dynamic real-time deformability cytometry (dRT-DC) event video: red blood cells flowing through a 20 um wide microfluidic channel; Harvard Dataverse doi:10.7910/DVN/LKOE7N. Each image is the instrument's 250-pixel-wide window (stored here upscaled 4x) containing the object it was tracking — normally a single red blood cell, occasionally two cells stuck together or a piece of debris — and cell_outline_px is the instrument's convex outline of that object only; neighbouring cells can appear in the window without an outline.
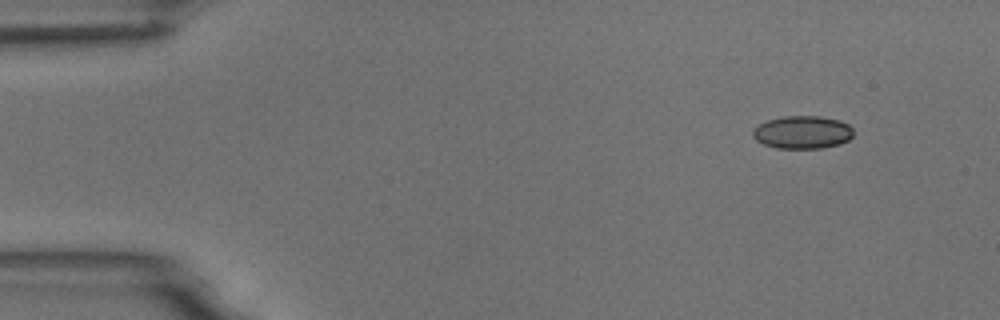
{"species": "common noctule bat (a hibernating species)", "species_latin": "Nyctalus noctula", "temperature_condition": "room temperature", "stored_images_in_passage": 4, "camera_frame_rate_fps": 3000, "um_per_image_px": 0.085, "animal": {"sex": "male", "body_mass_g": 18.8}, "frame": {"image": 1, "passage_image": 1, "time_ms": 0.0, "image_size_px": [1000, 320], "cell_outline_px": [[852, 136], [848, 140], [840, 144], [820, 148], [776, 148], [764, 144], [756, 140], [752, 136], [752, 132], [760, 124], [768, 120], [784, 116], [820, 116], [840, 120], [848, 124], [852, 128]], "centroid_in_image_um": [68.22, 11.24], "position_along_channel_um": 16.8, "area_um2": 19.19}}
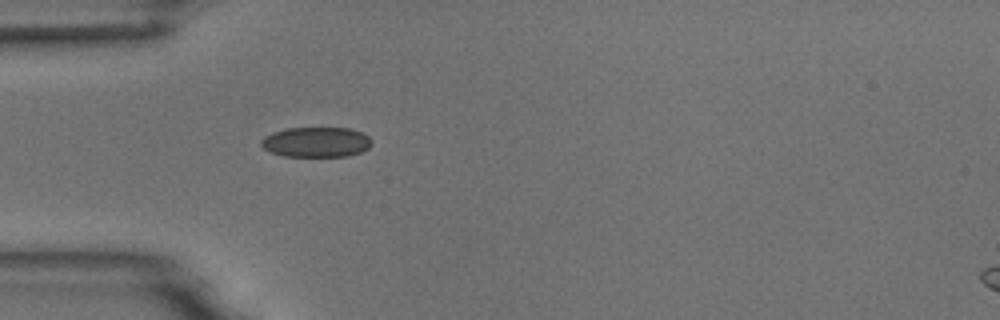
{"frame": {"image": 2, "passage_image": 4, "time_ms": 3.667, "image_size_px": [1000, 320], "cell_outline_px": [[372, 144], [368, 148], [360, 152], [348, 156], [284, 156], [272, 152], [264, 148], [260, 144], [260, 140], [264, 136], [272, 132], [288, 128], [352, 128], [368, 136], [372, 140]], "centroid_in_image_um": [26.88, 12.07], "position_along_channel_um": 58.1, "area_um2": 19.42}}